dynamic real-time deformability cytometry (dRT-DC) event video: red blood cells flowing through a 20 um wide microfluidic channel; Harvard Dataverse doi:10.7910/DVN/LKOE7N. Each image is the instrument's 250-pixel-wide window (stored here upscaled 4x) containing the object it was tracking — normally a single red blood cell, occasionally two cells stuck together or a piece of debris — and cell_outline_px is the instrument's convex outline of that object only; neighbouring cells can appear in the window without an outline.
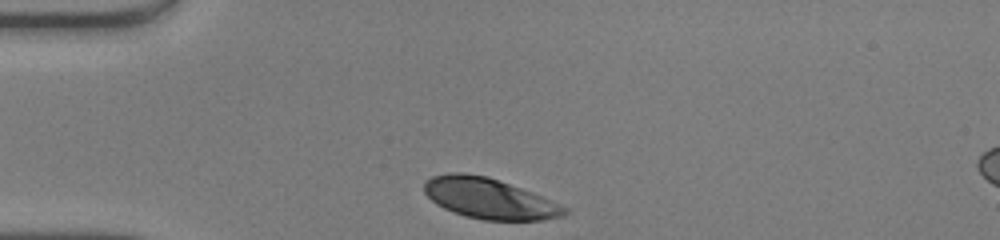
{"species": "human", "species_latin": "Homo sapiens", "temperature_condition": "warm", "stored_images_in_passage": 28, "camera_frame_rate_fps": 3000, "um_per_image_px": 0.085, "donor": {"sex": "male"}, "frame": {"image": 1, "passage_image": 1, "time_ms": 0.0, "image_size_px": [1000, 240], "cell_outline_px": [[568, 212], [564, 216], [544, 220], [484, 220], [464, 216], [444, 208], [436, 204], [424, 192], [424, 180], [432, 176], [452, 172], [464, 172], [488, 176], [532, 192], [568, 208]], "centroid_in_image_um": [41.57, 16.86], "position_along_channel_um": 43.4, "area_um2": 33.23}}
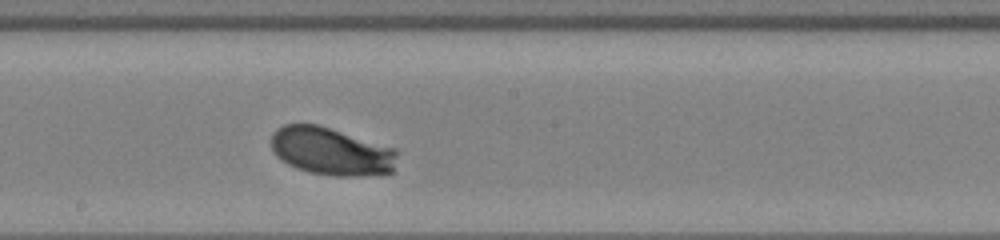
{"frame": {"image": 2, "passage_image": 16, "time_ms": 5.0, "image_size_px": [1000, 240], "cell_outline_px": [[396, 156], [392, 172], [356, 176], [332, 176], [308, 172], [296, 168], [280, 160], [276, 156], [272, 148], [272, 132], [276, 128], [284, 124], [316, 124], [396, 148]], "centroid_in_image_um": [28.11, 12.86], "position_along_channel_um": 220.1, "area_um2": 35.03}}
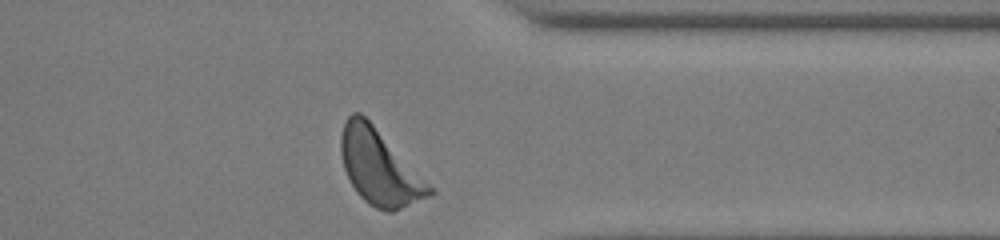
{"frame": {"image": 3, "passage_image": 28, "time_ms": 9.0, "image_size_px": [1000, 240], "cell_outline_px": [[436, 192], [432, 196], [392, 212], [388, 212], [376, 208], [368, 204], [356, 192], [344, 168], [340, 152], [340, 136], [344, 124], [348, 116], [352, 112], [360, 112], [436, 188]], "centroid_in_image_um": [32.29, 14.25], "position_along_channel_um": 379.1, "area_um2": 38.84}, "authors_computed_cell_mechanics": {"area_um2": 34.9112, "velocity_mm_per_s": 4.1188, "shape_relaxation_time_tau1_ms": 1.572, "shape_relaxation_time_tau2_ms": null, "deformation_change_tau1": 0.1357, "deformation_change_tau2": null}}